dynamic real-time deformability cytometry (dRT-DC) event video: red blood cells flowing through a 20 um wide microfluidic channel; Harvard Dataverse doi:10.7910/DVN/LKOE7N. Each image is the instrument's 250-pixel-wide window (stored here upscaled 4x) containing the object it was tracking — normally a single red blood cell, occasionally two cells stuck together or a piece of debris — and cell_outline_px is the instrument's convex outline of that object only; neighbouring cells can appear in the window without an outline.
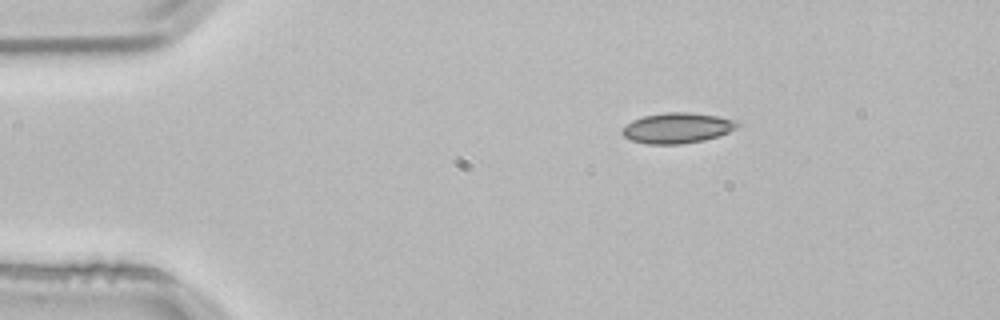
{"species": "common noctule bat (a hibernating species)", "species_latin": "Nyctalus noctula", "temperature_condition": "room temperature", "stored_images_in_passage": 2, "camera_frame_rate_fps": 3000, "um_per_image_px": 0.085, "animal": {"sex": "male", "body_mass_g": 21.5, "forearm_length_mm": 52.0}, "frame": {"image": 1, "passage_image": 1, "time_ms": 0.0, "image_size_px": [1000, 320], "cell_outline_px": [[740, 124], [736, 128], [728, 132], [704, 140], [680, 144], [644, 144], [632, 140], [624, 136], [620, 132], [632, 120], [644, 116], [664, 112], [692, 112], [716, 116], [732, 120]], "centroid_in_image_um": [57.53, 10.88], "position_along_channel_um": 27.5, "area_um2": 20.23}}